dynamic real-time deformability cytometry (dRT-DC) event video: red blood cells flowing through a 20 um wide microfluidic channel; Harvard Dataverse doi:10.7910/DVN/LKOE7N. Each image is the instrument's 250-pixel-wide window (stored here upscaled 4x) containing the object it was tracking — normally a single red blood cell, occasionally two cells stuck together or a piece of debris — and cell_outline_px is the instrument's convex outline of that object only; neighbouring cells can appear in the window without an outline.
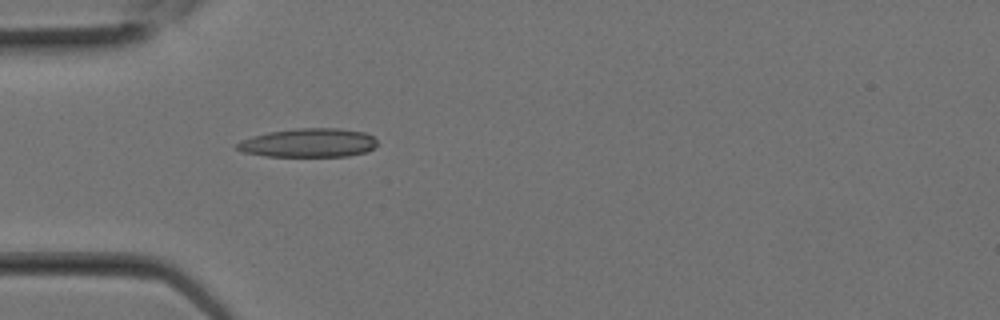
{"species": "Egyptian fruit bat (a non-hibernating species)", "species_latin": "Rousettus aegyptiacus", "temperature_condition": "room temperature", "stored_images_in_passage": 2, "camera_frame_rate_fps": 3000, "um_per_image_px": 0.085, "animal": {"sex": "female"}, "frame": {"image": 1, "passage_image": 2, "time_ms": 0.333, "image_size_px": [1000, 320], "cell_outline_px": [[376, 144], [368, 152], [348, 156], [264, 156], [244, 152], [236, 148], [236, 144], [240, 140], [252, 136], [268, 132], [296, 128], [340, 128], [364, 132], [372, 136], [376, 140]], "centroid_in_image_um": [26.22, 12.14], "position_along_channel_um": 58.8, "area_um2": 23.58}}